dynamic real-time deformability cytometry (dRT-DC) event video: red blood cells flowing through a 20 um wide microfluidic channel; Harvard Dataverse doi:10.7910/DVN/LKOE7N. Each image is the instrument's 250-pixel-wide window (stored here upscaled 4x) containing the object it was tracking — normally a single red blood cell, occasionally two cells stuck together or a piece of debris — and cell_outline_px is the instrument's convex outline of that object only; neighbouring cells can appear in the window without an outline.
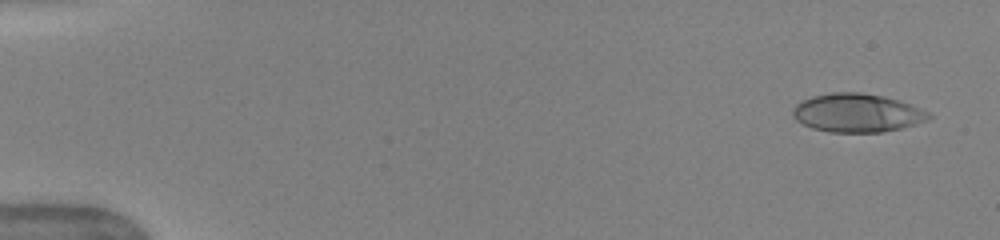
{"species": "human", "species_latin": "Homo sapiens", "temperature_condition": "warm", "stored_images_in_passage": 51, "camera_frame_rate_fps": 3000, "um_per_image_px": 0.085, "donor": {"sex": "female"}, "frame": {"image": 1, "passage_image": 3, "time_ms": 0.667, "image_size_px": [1000, 240], "cell_outline_px": [[932, 116], [928, 120], [900, 128], [880, 132], [828, 132], [812, 128], [796, 120], [792, 116], [792, 108], [796, 104], [812, 96], [832, 92], [860, 92], [884, 96], [900, 100], [912, 104], [928, 112]], "centroid_in_image_um": [72.84, 9.59], "position_along_channel_um": 12.2, "area_um2": 30.58}}
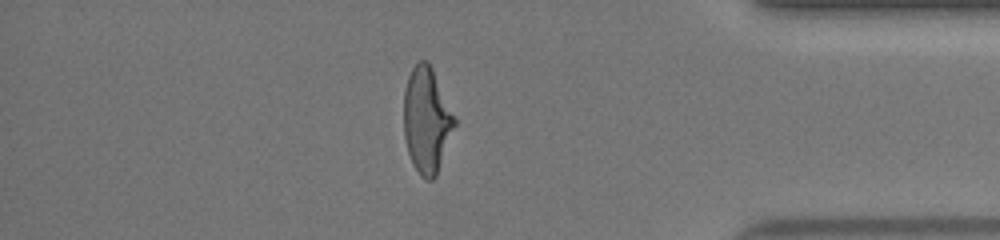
{"frame": {"image": 2, "passage_image": 44, "time_ms": 14.333, "image_size_px": [1000, 240], "cell_outline_px": [[456, 124], [436, 176], [432, 180], [428, 180], [420, 176], [412, 164], [408, 152], [404, 136], [404, 92], [408, 76], [412, 68], [420, 60], [428, 60], [432, 68], [456, 120]], "centroid_in_image_um": [36.25, 10.23], "position_along_channel_um": 398.9, "area_um2": 31.04}}
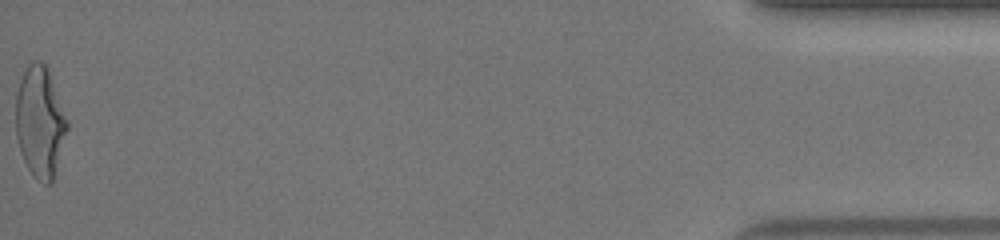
{"frame": {"image": 3, "passage_image": 51, "time_ms": 16.667, "image_size_px": [1000, 240], "cell_outline_px": [[68, 128], [52, 184], [44, 184], [36, 180], [32, 176], [20, 152], [16, 136], [16, 92], [20, 80], [28, 64], [32, 60], [40, 60], [48, 68], [68, 120]], "centroid_in_image_um": [3.4, 10.38], "position_along_channel_um": 431.8, "area_um2": 33.52}, "authors_computed_cell_mechanics": {"area_um2": 31.0964, "velocity_mm_per_s": 4.0674, "shape_relaxation_time_tau1_ms": 4.5277, "shape_relaxation_time_tau2_ms": 0.8868, "deformation_change_tau1": 0.2216, "deformation_change_tau2": 0.0942}}